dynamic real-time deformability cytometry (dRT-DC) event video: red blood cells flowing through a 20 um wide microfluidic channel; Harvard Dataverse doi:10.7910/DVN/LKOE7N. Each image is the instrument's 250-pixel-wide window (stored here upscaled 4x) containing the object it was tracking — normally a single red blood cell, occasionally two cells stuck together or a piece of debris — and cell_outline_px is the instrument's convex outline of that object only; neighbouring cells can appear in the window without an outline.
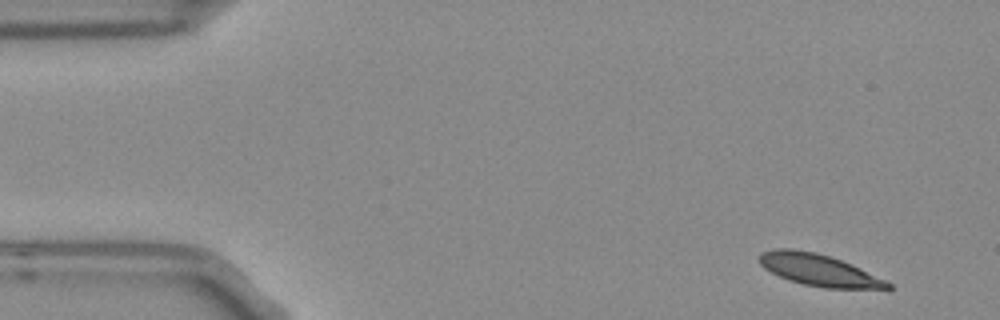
{"species": "Egyptian fruit bat (a non-hibernating species)", "species_latin": "Rousettus aegyptiacus", "temperature_condition": "room temperature", "stored_images_in_passage": 4, "camera_frame_rate_fps": 3000, "um_per_image_px": 0.085, "frame": {"image": 1, "passage_image": 1, "time_ms": 0.0, "image_size_px": [1000, 320], "cell_outline_px": [[892, 288], [888, 292], [824, 288], [804, 284], [788, 280], [764, 268], [756, 260], [756, 256], [760, 252], [776, 248], [792, 248], [816, 252], [852, 264], [892, 284]], "centroid_in_image_um": [69.67, 22.99], "position_along_channel_um": 15.3, "area_um2": 24.62}}
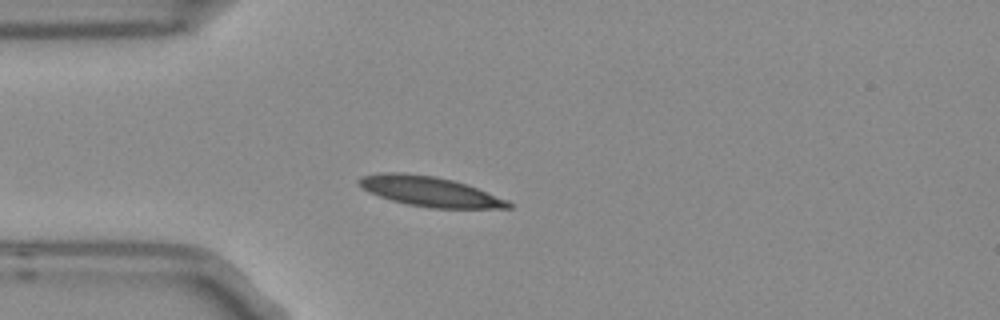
{"frame": {"image": 2, "passage_image": 4, "time_ms": 1.0, "image_size_px": [1000, 320], "cell_outline_px": [[512, 208], [428, 208], [408, 204], [392, 200], [368, 192], [360, 188], [356, 184], [356, 180], [360, 176], [380, 172], [400, 172], [436, 176], [468, 184], [508, 200], [512, 204]], "centroid_in_image_um": [36.48, 16.26], "position_along_channel_um": 48.5, "area_um2": 26.36}}